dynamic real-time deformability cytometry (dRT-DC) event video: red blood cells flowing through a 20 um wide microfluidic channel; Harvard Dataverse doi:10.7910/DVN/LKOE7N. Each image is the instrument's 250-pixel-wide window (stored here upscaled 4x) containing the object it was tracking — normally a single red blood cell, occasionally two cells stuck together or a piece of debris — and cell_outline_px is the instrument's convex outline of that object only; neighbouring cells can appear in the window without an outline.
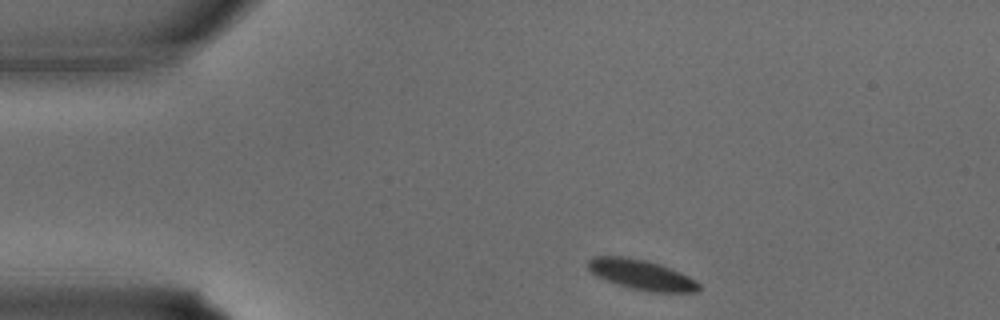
{"species": "common noctule bat (a hibernating species)", "species_latin": "Nyctalus noctula", "temperature_condition": "warm", "stored_images_in_passage": 32, "camera_frame_rate_fps": 3000, "um_per_image_px": 0.085, "animal": {"sex": "male", "body_mass_g": 15.6}, "frame": {"image": 1, "passage_image": 2, "time_ms": 0.333, "image_size_px": [1000, 320], "cell_outline_px": [[700, 288], [696, 292], [652, 292], [632, 288], [596, 276], [588, 268], [588, 260], [592, 256], [620, 256], [644, 260], [660, 264], [680, 272], [696, 280], [700, 284]], "centroid_in_image_um": [54.54, 23.34], "position_along_channel_um": 30.5, "area_um2": 19.13}}
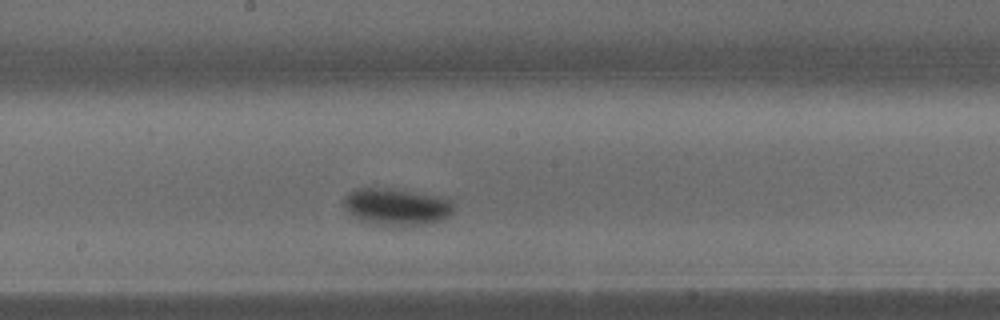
{"frame": {"image": 2, "passage_image": 15, "time_ms": 4.667, "image_size_px": [1000, 320], "cell_outline_px": [[456, 208], [444, 220], [432, 224], [404, 228], [384, 228], [368, 224], [352, 216], [344, 208], [344, 196], [348, 192], [360, 188], [388, 188], [448, 196], [456, 204]], "centroid_in_image_um": [33.78, 17.63], "position_along_channel_um": 214.4, "area_um2": 25.37}}
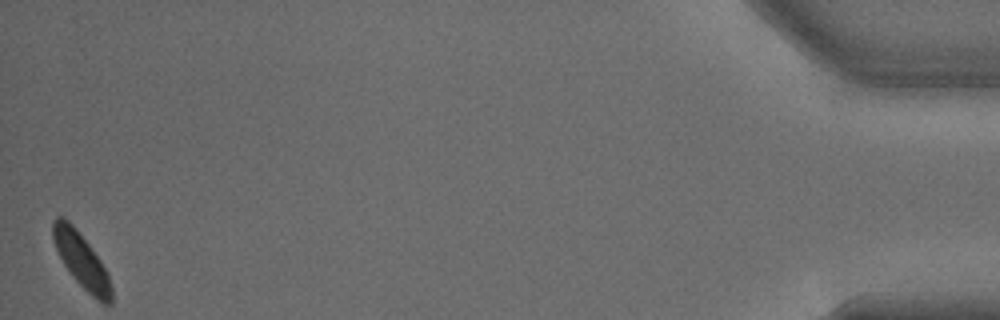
{"frame": {"image": 3, "passage_image": 32, "time_ms": 10.333, "image_size_px": [1000, 320], "cell_outline_px": [[112, 304], [104, 304], [96, 300], [72, 276], [64, 264], [56, 248], [52, 236], [52, 220], [56, 216], [60, 216], [68, 220], [72, 224], [88, 244], [100, 260], [108, 276], [112, 288]], "centroid_in_image_um": [6.92, 22.14], "position_along_channel_um": 428.3, "area_um2": 18.26}}